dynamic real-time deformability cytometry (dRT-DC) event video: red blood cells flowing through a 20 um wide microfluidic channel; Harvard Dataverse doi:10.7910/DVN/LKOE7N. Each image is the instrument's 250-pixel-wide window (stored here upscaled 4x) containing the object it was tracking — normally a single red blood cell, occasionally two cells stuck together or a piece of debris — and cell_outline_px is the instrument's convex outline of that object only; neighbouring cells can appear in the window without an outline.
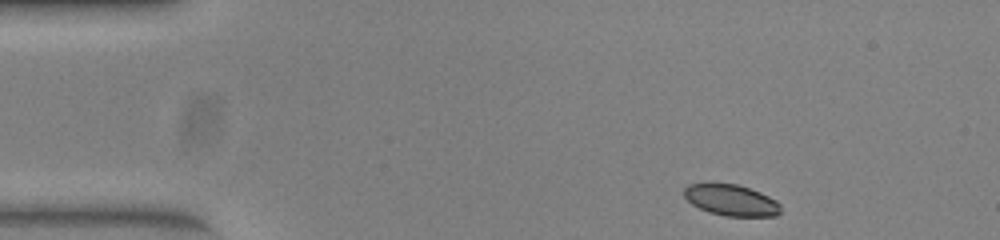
{"species": "common noctule bat (a hibernating species)", "species_latin": "Nyctalus noctula", "temperature_condition": "warm", "stored_images_in_passage": 46, "camera_frame_rate_fps": 3000, "um_per_image_px": 0.085, "animal": {"sex": "female", "body_mass_g": 23.0, "forearm_length_mm": 53.4}, "frame": {"image": 1, "passage_image": 1, "time_ms": 0.0, "image_size_px": [1000, 240], "cell_outline_px": [[780, 212], [776, 216], [724, 216], [708, 212], [692, 204], [684, 196], [684, 188], [688, 184], [736, 184], [760, 192], [776, 200], [780, 204]], "centroid_in_image_um": [62.16, 17.02], "position_along_channel_um": 22.8, "area_um2": 17.4}}
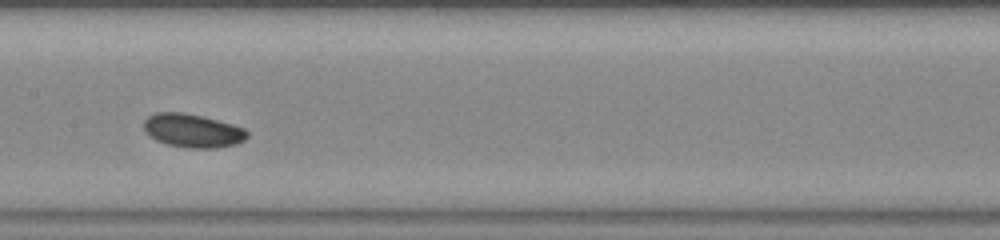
{"frame": {"image": 2, "passage_image": 20, "time_ms": 6.333, "image_size_px": [1000, 240], "cell_outline_px": [[248, 136], [244, 140], [236, 144], [216, 148], [188, 148], [168, 144], [156, 140], [144, 128], [144, 120], [148, 116], [156, 112], [184, 112], [232, 124], [244, 128], [248, 132]], "centroid_in_image_um": [16.39, 11.1], "position_along_channel_um": 191.0, "area_um2": 20.0}}
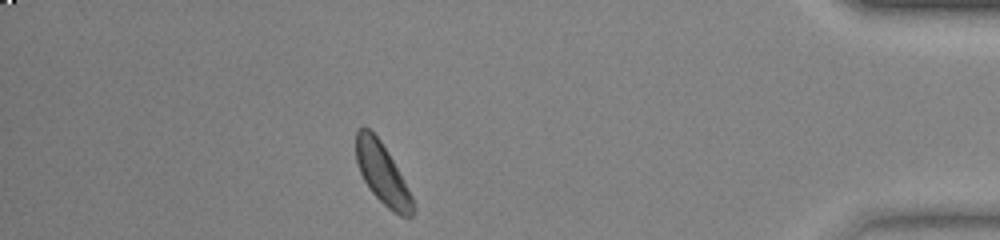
{"frame": {"image": 3, "passage_image": 40, "time_ms": 13.0, "image_size_px": [1000, 240], "cell_outline_px": [[416, 212], [412, 216], [400, 216], [388, 208], [368, 188], [360, 172], [356, 160], [356, 128], [368, 128], [380, 140], [388, 152], [408, 188], [416, 204]], "centroid_in_image_um": [32.52, 14.79], "position_along_channel_um": 402.7, "area_um2": 20.06}}